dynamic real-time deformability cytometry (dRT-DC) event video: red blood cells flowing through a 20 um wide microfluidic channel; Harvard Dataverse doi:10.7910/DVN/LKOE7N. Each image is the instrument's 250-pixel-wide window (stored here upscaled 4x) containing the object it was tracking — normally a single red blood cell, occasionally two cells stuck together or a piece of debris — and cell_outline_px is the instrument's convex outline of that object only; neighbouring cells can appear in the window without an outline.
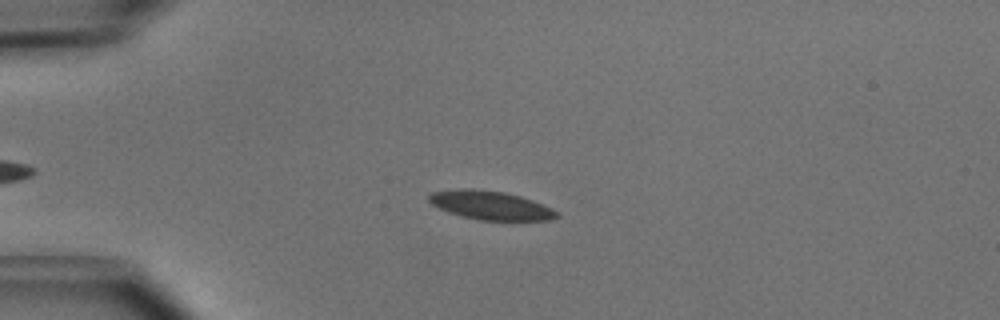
{"species": "common noctule bat (a hibernating species)", "species_latin": "Nyctalus noctula", "temperature_condition": "cold", "stored_images_in_passage": 43, "camera_frame_rate_fps": 3000, "um_per_image_px": 0.085, "animal": {"sex": "male", "body_mass_g": 15.6}, "frame": {"image": 1, "passage_image": 13, "time_ms": 4.0, "image_size_px": [1000, 320], "cell_outline_px": [[560, 216], [548, 220], [476, 220], [448, 212], [432, 204], [428, 200], [428, 196], [432, 192], [456, 188], [472, 188], [504, 192], [520, 196], [532, 200], [552, 208]], "centroid_in_image_um": [41.66, 17.44], "position_along_channel_um": 43.3, "area_um2": 21.39}}
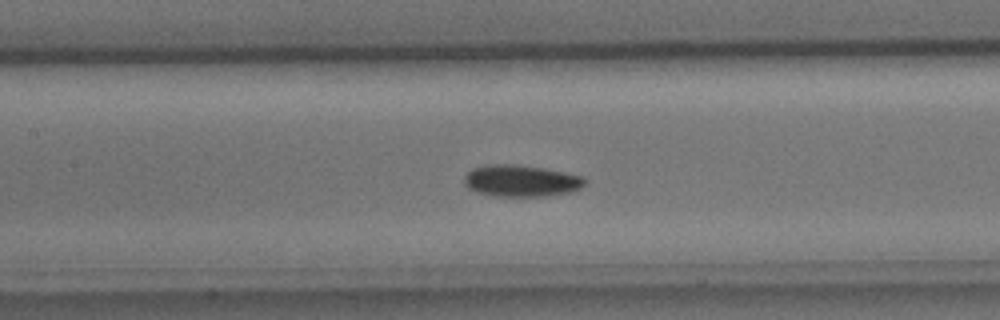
{"frame": {"image": 2, "passage_image": 24, "time_ms": 7.667, "image_size_px": [1000, 320], "cell_outline_px": [[584, 184], [580, 188], [572, 192], [548, 196], [492, 196], [476, 192], [468, 188], [464, 184], [464, 176], [472, 168], [484, 164], [516, 164], [544, 168], [584, 176]], "centroid_in_image_um": [44.26, 15.36], "position_along_channel_um": 163.1, "area_um2": 22.54}}
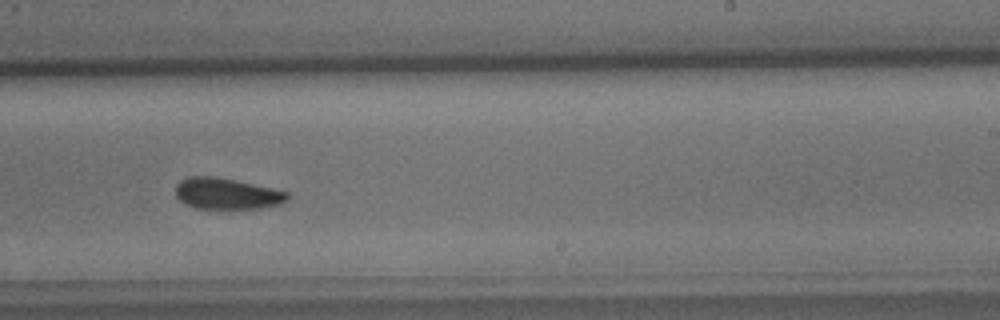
{"frame": {"image": 3, "passage_image": 32, "time_ms": 10.333, "image_size_px": [1000, 320], "cell_outline_px": [[288, 200], [280, 204], [260, 208], [224, 212], [196, 208], [184, 204], [176, 196], [176, 184], [180, 180], [188, 176], [216, 176], [236, 180], [272, 188], [288, 192]], "centroid_in_image_um": [19.25, 16.51], "position_along_channel_um": 269.7, "area_um2": 21.27}, "authors_computed_cell_mechanics": {"area_um2": 21.5016, "velocity_mm_per_s": 4.0098, "shape_relaxation_time_tau1_ms": 3.0981, "shape_relaxation_time_tau2_ms": 8.788, "deformation_change_tau1": 0.0826, "deformation_change_tau2": 0.1141}}